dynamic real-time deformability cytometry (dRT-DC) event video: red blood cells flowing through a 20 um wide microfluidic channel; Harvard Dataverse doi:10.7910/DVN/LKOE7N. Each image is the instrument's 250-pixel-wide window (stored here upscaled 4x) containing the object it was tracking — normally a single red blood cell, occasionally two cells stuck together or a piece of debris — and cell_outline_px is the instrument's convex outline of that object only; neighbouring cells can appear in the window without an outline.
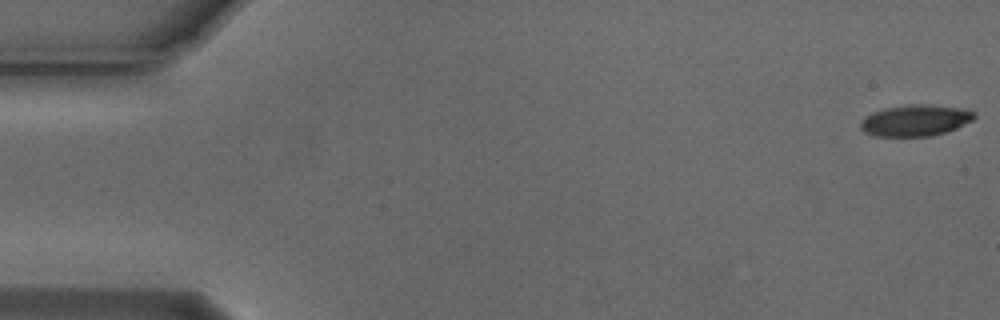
{"species": "Egyptian fruit bat (a non-hibernating species)", "species_latin": "Rousettus aegyptiacus", "temperature_condition": "cold", "stored_images_in_passage": 3, "camera_frame_rate_fps": 3000, "um_per_image_px": 0.085, "animal": {"sex": "male"}, "frame": {"image": 1, "passage_image": 1, "time_ms": 0.0, "image_size_px": [1000, 320], "cell_outline_px": [[976, 116], [972, 120], [956, 128], [932, 136], [876, 136], [864, 132], [860, 128], [860, 120], [864, 116], [872, 112], [884, 108], [912, 104], [920, 104], [968, 108], [976, 112]], "centroid_in_image_um": [77.8, 10.22], "position_along_channel_um": 7.2, "area_um2": 20.92}}